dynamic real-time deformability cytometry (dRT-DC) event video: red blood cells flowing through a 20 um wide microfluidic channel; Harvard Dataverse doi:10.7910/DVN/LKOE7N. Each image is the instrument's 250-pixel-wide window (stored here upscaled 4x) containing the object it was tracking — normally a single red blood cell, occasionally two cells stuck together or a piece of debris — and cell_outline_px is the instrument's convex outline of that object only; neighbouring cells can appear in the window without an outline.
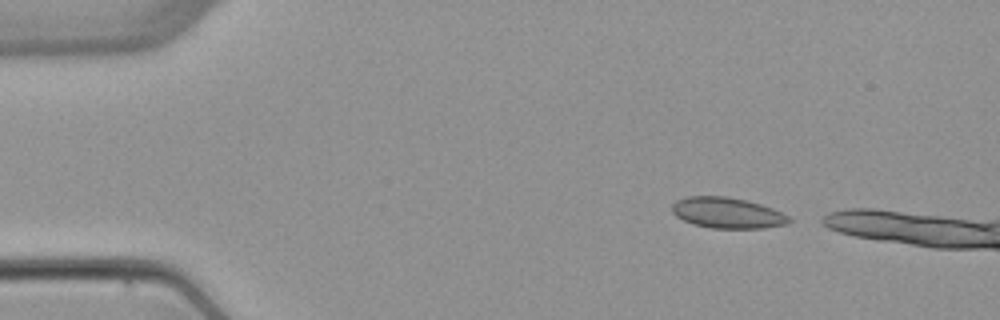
{"species": "common noctule bat (a hibernating species)", "species_latin": "Nyctalus noctula", "temperature_condition": "warm", "stored_images_in_passage": 3, "camera_frame_rate_fps": 3000, "um_per_image_px": 0.085, "animal": {"sex": "female", "body_mass_g": 22.7, "forearm_length_mm": 54.2}, "frame": {"image": 1, "passage_image": 1, "time_ms": 0.0, "image_size_px": [1000, 320], "cell_outline_px": [[792, 220], [788, 224], [764, 228], [712, 228], [692, 224], [676, 216], [672, 212], [672, 204], [676, 200], [688, 196], [724, 196], [744, 200], [760, 204], [772, 208], [788, 216]], "centroid_in_image_um": [61.81, 18.1], "position_along_channel_um": 23.2, "area_um2": 20.92}}